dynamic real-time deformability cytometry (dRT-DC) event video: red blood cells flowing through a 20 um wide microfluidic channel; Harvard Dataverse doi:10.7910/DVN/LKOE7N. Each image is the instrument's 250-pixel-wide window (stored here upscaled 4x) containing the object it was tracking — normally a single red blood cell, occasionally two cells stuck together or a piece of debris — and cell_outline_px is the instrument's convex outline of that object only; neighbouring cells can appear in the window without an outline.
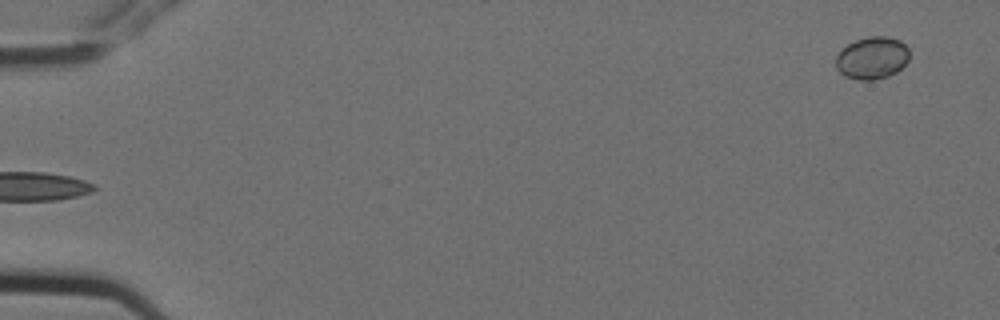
{"species": "Egyptian fruit bat (a non-hibernating species)", "species_latin": "Rousettus aegyptiacus", "temperature_condition": "cold", "stored_images_in_passage": 5, "segment_of_instrument_passage": [2, 2], "camera_frame_rate_fps": 3000, "um_per_image_px": 0.085, "animal": {"sex": "female"}, "frame": {"image": 1, "passage_image": 5, "time_ms": 1.333, "image_size_px": [1000, 320], "cell_outline_px": [[908, 60], [896, 72], [888, 76], [872, 80], [856, 80], [844, 76], [836, 68], [836, 56], [848, 44], [856, 40], [868, 36], [888, 36], [900, 40], [908, 48]], "centroid_in_image_um": [74.12, 4.92], "position_along_channel_um": 10.9, "area_um2": 18.09}}